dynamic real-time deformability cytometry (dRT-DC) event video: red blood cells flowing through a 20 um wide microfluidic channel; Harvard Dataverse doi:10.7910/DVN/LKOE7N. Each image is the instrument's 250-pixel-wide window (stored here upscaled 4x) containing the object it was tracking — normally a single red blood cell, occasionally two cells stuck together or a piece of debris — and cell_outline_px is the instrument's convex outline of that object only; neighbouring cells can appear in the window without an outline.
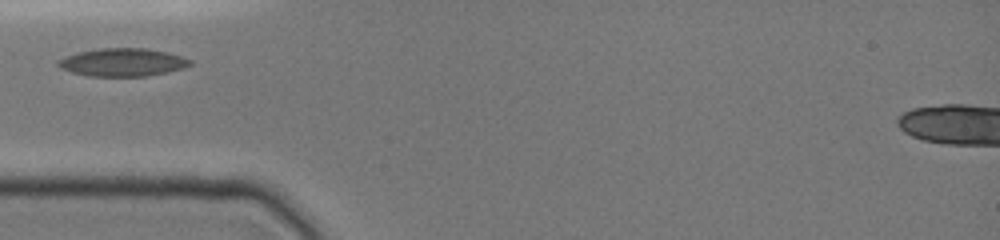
{"species": "common noctule bat (a hibernating species)", "species_latin": "Nyctalus noctula", "temperature_condition": "cold", "stored_images_in_passage": 5, "camera_frame_rate_fps": 3000, "um_per_image_px": 0.085, "animal": {"sex": "female", "body_mass_g": 19.0, "forearm_length_mm": 51.5}, "frame": {"image": 1, "passage_image": 1, "time_ms": 0.0, "image_size_px": [1000, 240], "cell_outline_px": [[192, 64], [168, 72], [144, 76], [88, 76], [72, 72], [60, 68], [56, 64], [56, 60], [80, 52], [100, 48], [144, 48], [164, 52], [180, 56], [192, 60]], "centroid_in_image_um": [10.38, 5.3], "position_along_channel_um": 74.6, "area_um2": 21.21}}